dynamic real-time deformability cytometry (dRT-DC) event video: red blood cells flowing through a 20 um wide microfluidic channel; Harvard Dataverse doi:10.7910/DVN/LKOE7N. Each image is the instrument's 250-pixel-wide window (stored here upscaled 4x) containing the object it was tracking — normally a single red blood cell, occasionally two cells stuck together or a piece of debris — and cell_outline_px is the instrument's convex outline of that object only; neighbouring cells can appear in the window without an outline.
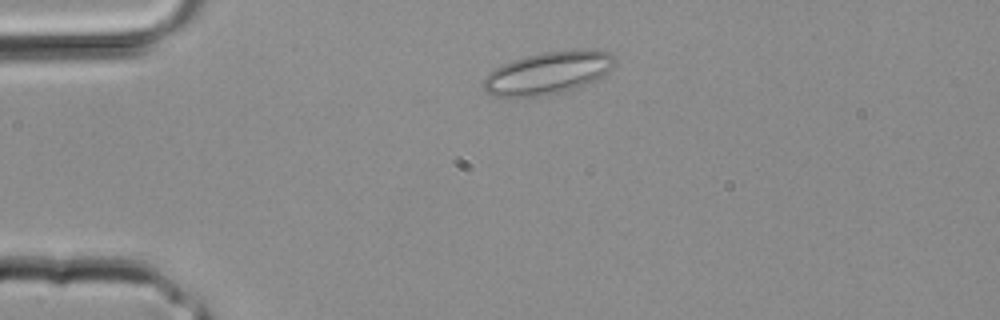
{"species": "common noctule bat (a hibernating species)", "species_latin": "Nyctalus noctula", "temperature_condition": "room temperature", "stored_images_in_passage": 27, "camera_frame_rate_fps": 3000, "um_per_image_px": 0.085, "animal": {"sex": "male", "body_mass_g": 20.4}, "frame": {"image": 1, "passage_image": 1, "time_ms": 0.0, "image_size_px": [1000, 320], "cell_outline_px": [[616, 64], [608, 72], [584, 84], [560, 92], [540, 96], [496, 96], [488, 92], [484, 88], [484, 76], [496, 68], [512, 60], [544, 52], [612, 52], [616, 56]], "centroid_in_image_um": [46.55, 6.22], "position_along_channel_um": 38.5, "area_um2": 31.15}}
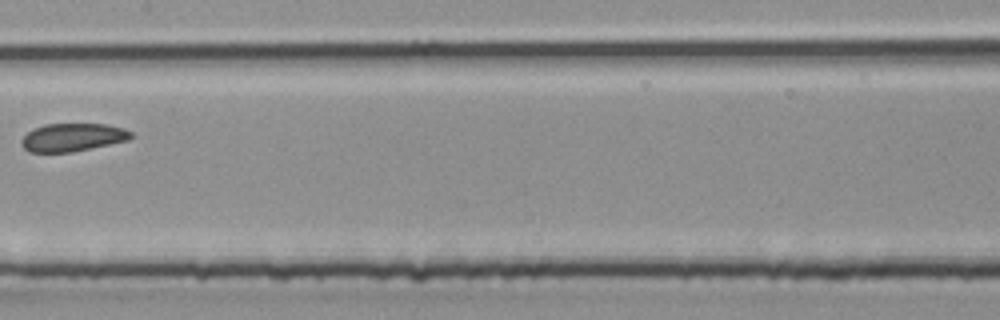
{"frame": {"image": 2, "passage_image": 11, "time_ms": 3.333, "image_size_px": [1000, 320], "cell_outline_px": [[132, 136], [128, 140], [72, 152], [28, 152], [20, 144], [20, 140], [32, 128], [44, 124], [104, 124], [124, 128], [132, 132]], "centroid_in_image_um": [6.13, 11.67], "position_along_channel_um": 201.3, "area_um2": 17.92}}
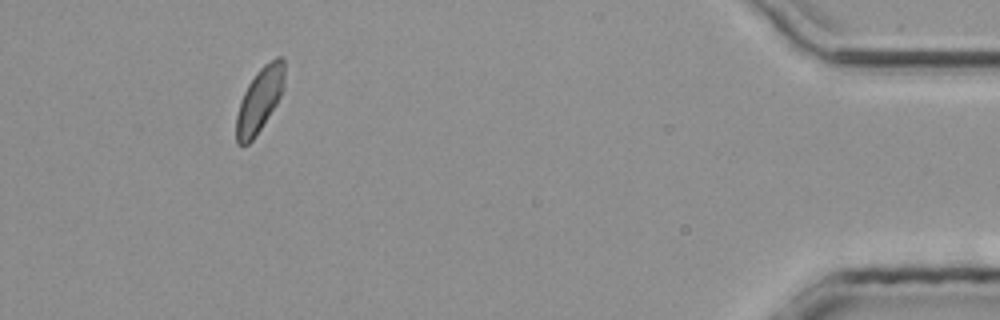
{"frame": {"image": 3, "passage_image": 25, "time_ms": 8.0, "image_size_px": [1000, 320], "cell_outline_px": [[284, 88], [276, 104], [252, 140], [248, 144], [236, 144], [236, 116], [240, 100], [248, 84], [256, 72], [264, 64], [276, 56], [284, 56]], "centroid_in_image_um": [22.06, 8.45], "position_along_channel_um": 413.1, "area_um2": 17.98}}